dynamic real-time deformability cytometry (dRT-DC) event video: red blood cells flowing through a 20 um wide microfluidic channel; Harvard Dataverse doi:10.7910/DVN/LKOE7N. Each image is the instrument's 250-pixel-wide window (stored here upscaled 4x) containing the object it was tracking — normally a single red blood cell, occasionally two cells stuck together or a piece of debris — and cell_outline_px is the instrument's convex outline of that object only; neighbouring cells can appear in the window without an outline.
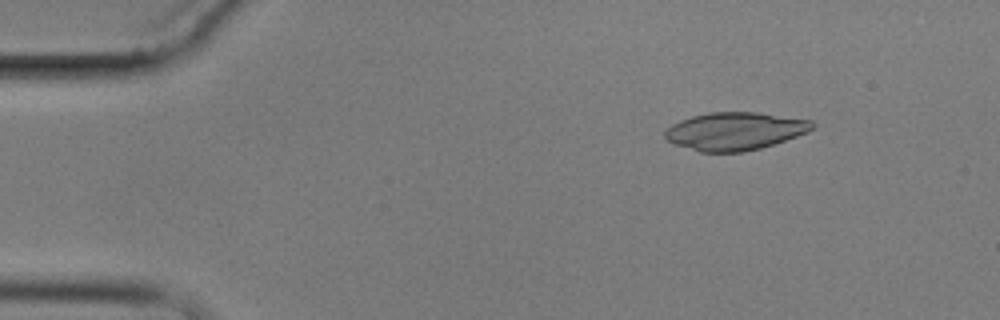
{"species": "common noctule bat (a hibernating species)", "species_latin": "Nyctalus noctula", "temperature_condition": "cold", "stored_images_in_passage": 4, "camera_frame_rate_fps": 3000, "um_per_image_px": 0.085, "animal": {"sex": "male", "body_mass_g": 17.9}, "frame": {"image": 1, "passage_image": 2, "time_ms": 2.0, "image_size_px": [1000, 320], "cell_outline_px": [[816, 128], [808, 132], [760, 148], [744, 152], [700, 152], [676, 144], [668, 140], [664, 136], [664, 132], [672, 124], [680, 120], [692, 116], [708, 112], [760, 112], [812, 120], [816, 124]], "centroid_in_image_um": [62.5, 11.13], "position_along_channel_um": 22.5, "area_um2": 32.54}}